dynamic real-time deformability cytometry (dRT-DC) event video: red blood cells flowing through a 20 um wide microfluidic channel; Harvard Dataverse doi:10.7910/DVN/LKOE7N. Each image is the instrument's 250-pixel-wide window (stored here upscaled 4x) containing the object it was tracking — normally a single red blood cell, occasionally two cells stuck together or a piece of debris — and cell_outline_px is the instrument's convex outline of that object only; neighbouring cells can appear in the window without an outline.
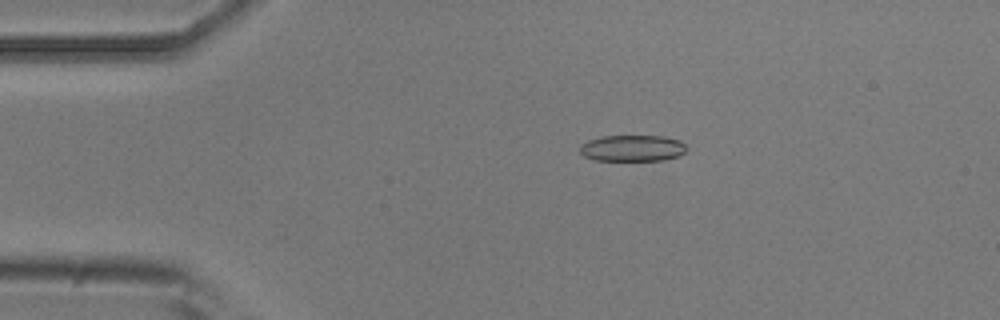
{"species": "common noctule bat (a hibernating species)", "species_latin": "Nyctalus noctula", "temperature_condition": "room temperature", "stored_images_in_passage": 31, "camera_frame_rate_fps": 3000, "um_per_image_px": 0.085, "animal": {"sex": "male", "body_mass_g": 20.5, "forearm_length_mm": 52.5}, "frame": {"image": 1, "passage_image": 10, "time_ms": 3.0, "image_size_px": [1000, 320], "cell_outline_px": [[688, 148], [680, 156], [664, 160], [596, 160], [584, 156], [580, 152], [580, 144], [588, 140], [600, 136], [664, 136], [680, 140]], "centroid_in_image_um": [53.77, 12.59], "position_along_channel_um": 31.2, "area_um2": 16.47}}
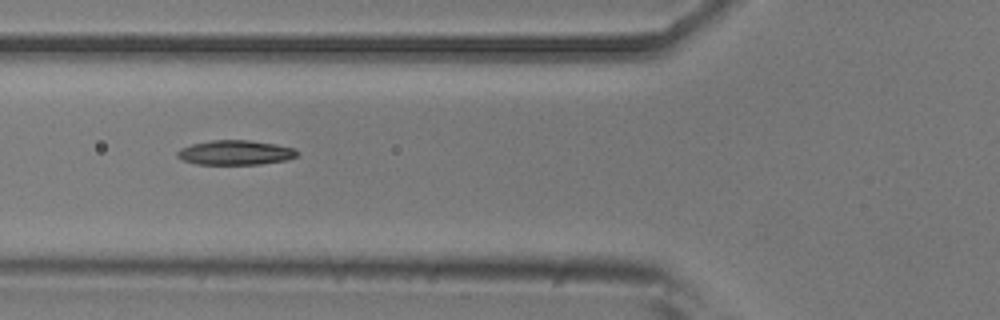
{"frame": {"image": 2, "passage_image": 19, "time_ms": 6.0, "image_size_px": [1000, 320], "cell_outline_px": [[296, 156], [284, 160], [260, 164], [196, 164], [184, 160], [176, 156], [176, 152], [180, 148], [192, 144], [212, 140], [248, 140], [276, 144], [296, 148]], "centroid_in_image_um": [19.97, 12.96], "position_along_channel_um": 105.8, "area_um2": 17.05}}
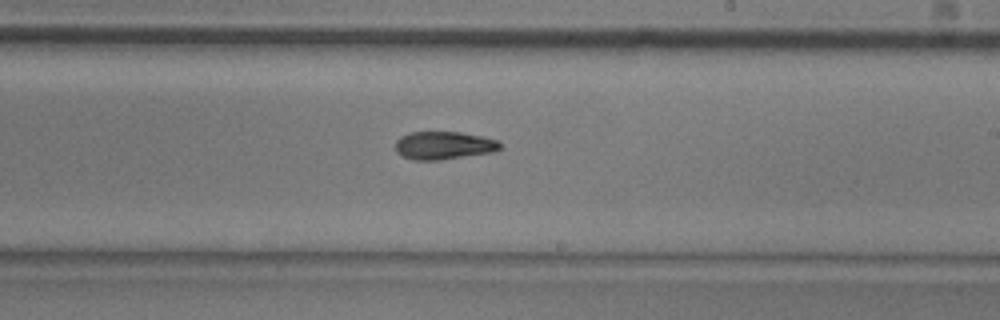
{"frame": {"image": 3, "passage_image": 30, "time_ms": 9.667, "image_size_px": [1000, 320], "cell_outline_px": [[500, 148], [492, 152], [440, 160], [412, 160], [396, 152], [396, 140], [400, 136], [412, 132], [460, 132], [484, 136], [500, 140]], "centroid_in_image_um": [37.73, 12.35], "position_along_channel_um": 251.3, "area_um2": 17.11}}